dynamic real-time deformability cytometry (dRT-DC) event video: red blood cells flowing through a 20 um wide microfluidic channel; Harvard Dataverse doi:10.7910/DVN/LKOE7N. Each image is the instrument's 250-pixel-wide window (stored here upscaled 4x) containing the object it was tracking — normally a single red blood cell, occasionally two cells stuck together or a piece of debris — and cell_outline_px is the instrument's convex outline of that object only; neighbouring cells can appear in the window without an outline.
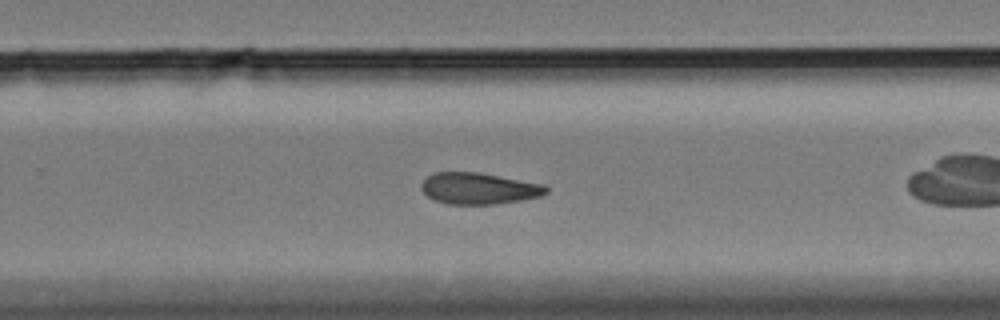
{"species": "Egyptian fruit bat (a non-hibernating species)", "species_latin": "Rousettus aegyptiacus", "temperature_condition": "cold", "stored_images_in_passage": 38, "camera_frame_rate_fps": 3000, "um_per_image_px": 0.085, "animal": {"sex": "female"}, "frame": {"image": 1, "passage_image": 17, "time_ms": 5.333, "image_size_px": [1000, 320], "cell_outline_px": [[548, 192], [540, 196], [520, 200], [496, 204], [448, 204], [436, 200], [428, 196], [420, 188], [420, 184], [432, 172], [480, 172], [544, 184], [548, 188]], "centroid_in_image_um": [40.7, 16.01], "position_along_channel_um": 289.1, "area_um2": 22.89}, "authors_computed_cell_mechanics": {"area_um2": 23.3512, "velocity_mm_per_s": 3.413, "shape_relaxation_time_tau1_ms": null, "shape_relaxation_time_tau2_ms": 4.3056, "deformation_change_tau1": null, "deformation_change_tau2": 0.1246}}